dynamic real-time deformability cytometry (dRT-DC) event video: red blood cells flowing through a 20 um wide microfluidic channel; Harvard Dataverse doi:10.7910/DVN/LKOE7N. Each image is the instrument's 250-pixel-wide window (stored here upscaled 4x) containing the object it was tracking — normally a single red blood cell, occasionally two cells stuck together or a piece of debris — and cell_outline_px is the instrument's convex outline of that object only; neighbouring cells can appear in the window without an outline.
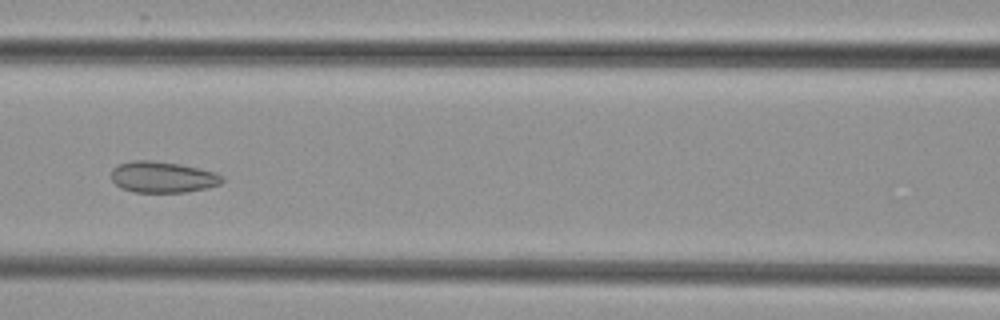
{"species": "common noctule bat (a hibernating species)", "species_latin": "Nyctalus noctula", "temperature_condition": "cold", "stored_images_in_passage": 9, "segment_of_instrument_passage": [1, 2], "camera_frame_rate_fps": 3000, "um_per_image_px": 0.085, "animal": {"sex": "female", "body_mass_g": 29.2, "forearm_length_mm": 56.3}, "frame": {"image": 1, "passage_image": 6, "time_ms": 6.0, "image_size_px": [1000, 320], "cell_outline_px": [[224, 180], [220, 184], [208, 188], [184, 192], [132, 192], [120, 188], [112, 180], [112, 168], [120, 164], [132, 160], [148, 160], [180, 164], [200, 168], [224, 176]], "centroid_in_image_um": [13.82, 15.05], "position_along_channel_um": 152.8, "area_um2": 20.17}}
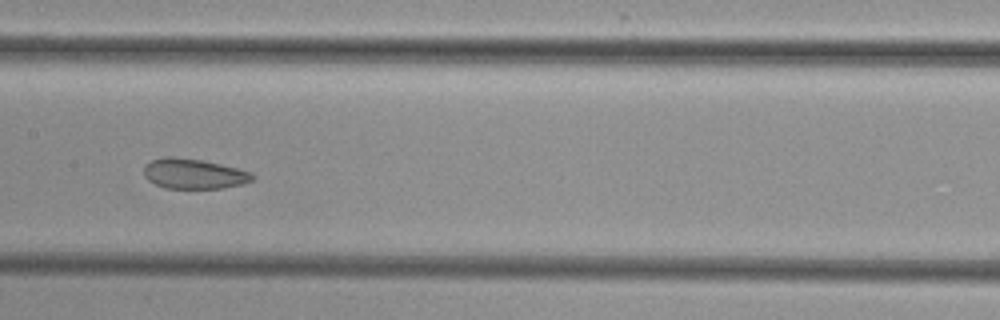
{"frame": {"image": 2, "passage_image": 7, "time_ms": 7.0, "image_size_px": [1000, 320], "cell_outline_px": [[256, 176], [252, 180], [244, 184], [224, 188], [164, 188], [148, 180], [144, 176], [144, 168], [152, 160], [164, 156], [172, 156], [200, 160], [220, 164], [252, 172]], "centroid_in_image_um": [16.5, 14.77], "position_along_channel_um": 190.9, "area_um2": 19.02}}
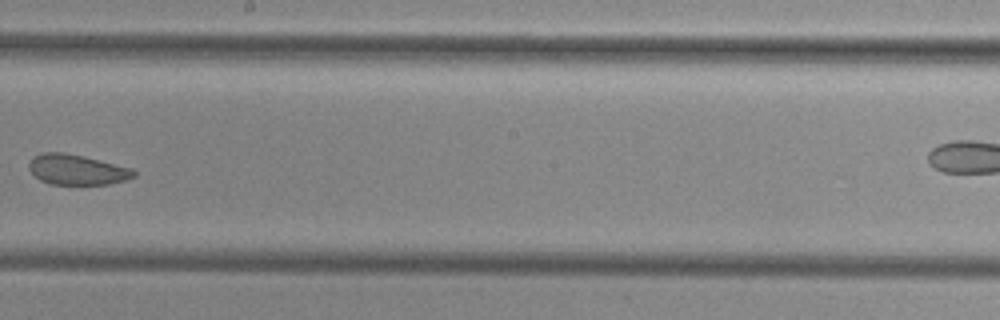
{"frame": {"image": 3, "passage_image": 8, "time_ms": 8.333, "image_size_px": [1000, 320], "cell_outline_px": [[136, 176], [128, 180], [108, 184], [52, 184], [40, 180], [28, 168], [28, 164], [32, 156], [40, 152], [64, 152], [84, 156], [132, 168], [136, 172]], "centroid_in_image_um": [6.54, 14.41], "position_along_channel_um": 241.7, "area_um2": 18.67}}